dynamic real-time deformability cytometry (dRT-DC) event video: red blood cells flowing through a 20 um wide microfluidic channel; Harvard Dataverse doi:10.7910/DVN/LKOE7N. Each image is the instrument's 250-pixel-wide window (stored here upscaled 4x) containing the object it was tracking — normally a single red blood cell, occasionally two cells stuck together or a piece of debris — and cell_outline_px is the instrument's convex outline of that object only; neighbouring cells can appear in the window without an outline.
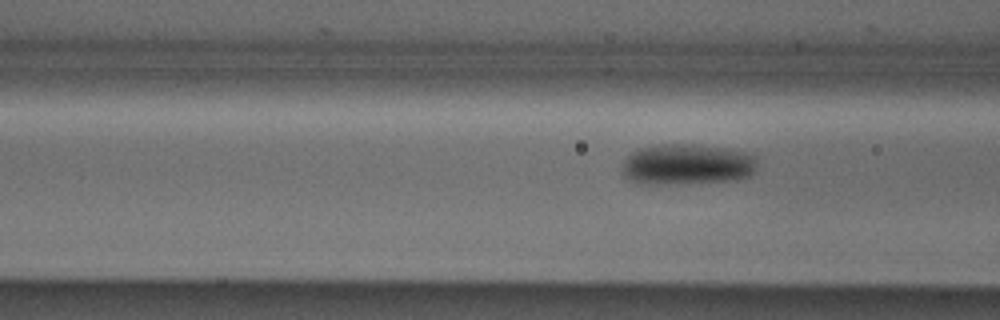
{"species": "Egyptian fruit bat (a non-hibernating species)", "species_latin": "Rousettus aegyptiacus", "temperature_condition": "cold", "stored_images_in_passage": 3, "segment_of_instrument_passage": [2, 2], "camera_frame_rate_fps": 3000, "um_per_image_px": 0.085, "animal": {"sex": "male"}, "frame": {"image": 1, "passage_image": 3, "time_ms": 0.667, "image_size_px": [1000, 320], "cell_outline_px": [[756, 164], [752, 172], [748, 176], [736, 180], [656, 184], [640, 184], [624, 176], [620, 172], [620, 168], [624, 160], [632, 152], [640, 148], [660, 144], [692, 144], [724, 148], [744, 152], [756, 156]], "centroid_in_image_um": [58.34, 13.97], "position_along_channel_um": 108.3, "area_um2": 32.02}}